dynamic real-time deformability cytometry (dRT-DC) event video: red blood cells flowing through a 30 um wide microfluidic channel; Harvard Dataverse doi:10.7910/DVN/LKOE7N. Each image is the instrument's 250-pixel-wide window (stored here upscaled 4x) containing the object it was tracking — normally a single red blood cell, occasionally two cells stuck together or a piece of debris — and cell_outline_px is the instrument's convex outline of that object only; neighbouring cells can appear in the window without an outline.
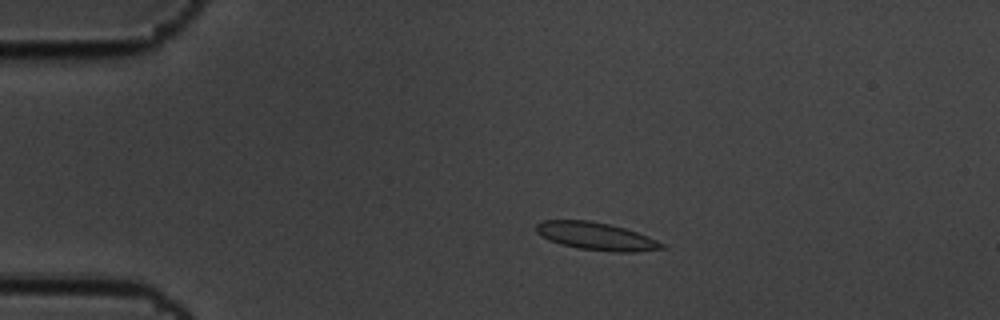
{"species": "common noctule bat (a hibernating species)", "species_latin": "Nyctalus noctula", "temperature_condition": "cold", "stored_images_in_passage": 6, "camera_frame_rate_fps": 3000, "um_per_image_px": 0.085, "animal": {"sex": "male", "body_mass_g": 19.5, "forearm_length_mm": 54.6}, "frame": {"image": 1, "passage_image": 4, "time_ms": 1.0, "image_size_px": [1000, 320], "cell_outline_px": [[668, 248], [632, 252], [612, 252], [576, 248], [560, 244], [548, 240], [540, 236], [536, 232], [536, 224], [540, 220], [588, 220], [608, 224], [624, 228], [648, 236], [664, 244]], "centroid_in_image_um": [50.64, 20.08], "position_along_channel_um": 34.4, "area_um2": 20.4}}
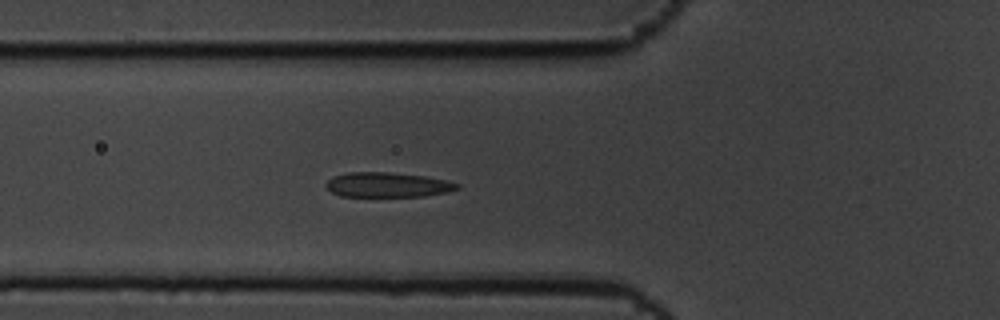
{"frame": {"image": 2, "passage_image": 6, "time_ms": 1.667, "image_size_px": [1000, 320], "cell_outline_px": [[460, 188], [448, 192], [424, 196], [340, 196], [332, 192], [324, 184], [332, 176], [348, 172], [388, 172], [424, 176], [444, 180], [460, 184]], "centroid_in_image_um": [32.92, 15.7], "position_along_channel_um": 92.9, "area_um2": 18.9}}